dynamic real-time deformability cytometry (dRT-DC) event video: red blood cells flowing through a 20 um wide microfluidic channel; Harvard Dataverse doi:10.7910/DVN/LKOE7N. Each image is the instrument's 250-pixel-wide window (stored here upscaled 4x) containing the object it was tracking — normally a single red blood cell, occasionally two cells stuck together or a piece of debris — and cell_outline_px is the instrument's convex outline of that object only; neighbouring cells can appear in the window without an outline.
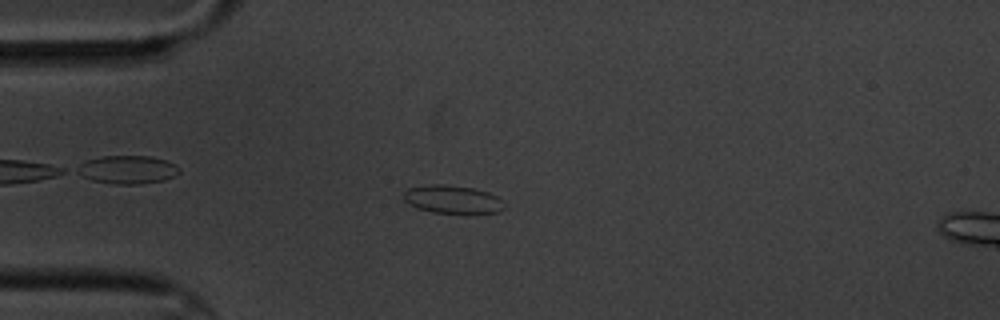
{"species": "common noctule bat (a hibernating species)", "species_latin": "Nyctalus noctula", "temperature_condition": "cold", "stored_images_in_passage": 7, "camera_frame_rate_fps": 3000, "um_per_image_px": 0.085, "animal": {"sex": "male", "body_mass_g": 20.1, "forearm_length_mm": 53.5}, "frame": {"image": 1, "passage_image": 4, "time_ms": 3.667, "image_size_px": [1000, 320], "cell_outline_px": [[504, 208], [496, 212], [432, 212], [416, 208], [408, 204], [404, 200], [404, 192], [408, 188], [432, 184], [444, 184], [472, 188], [488, 192], [504, 200]], "centroid_in_image_um": [38.44, 16.93], "position_along_channel_um": 46.6, "area_um2": 16.24}}
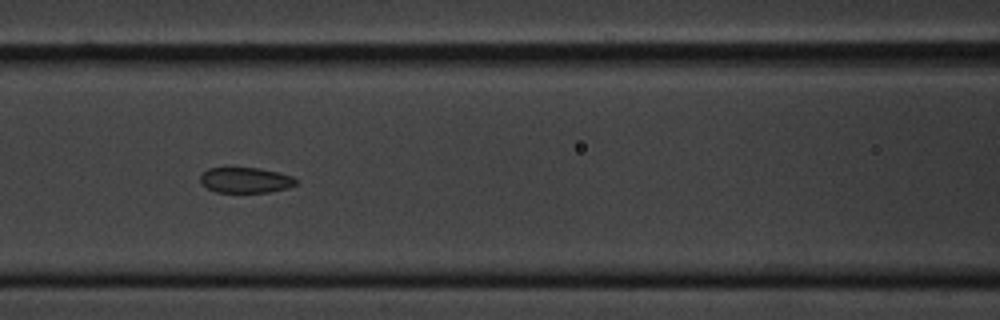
{"frame": {"image": 2, "passage_image": 7, "time_ms": 7.0, "image_size_px": [1000, 320], "cell_outline_px": [[296, 184], [288, 188], [268, 192], [216, 192], [200, 184], [200, 176], [208, 168], [260, 168], [280, 172], [292, 176], [296, 180]], "centroid_in_image_um": [20.87, 15.31], "position_along_channel_um": 145.7, "area_um2": 14.22}}